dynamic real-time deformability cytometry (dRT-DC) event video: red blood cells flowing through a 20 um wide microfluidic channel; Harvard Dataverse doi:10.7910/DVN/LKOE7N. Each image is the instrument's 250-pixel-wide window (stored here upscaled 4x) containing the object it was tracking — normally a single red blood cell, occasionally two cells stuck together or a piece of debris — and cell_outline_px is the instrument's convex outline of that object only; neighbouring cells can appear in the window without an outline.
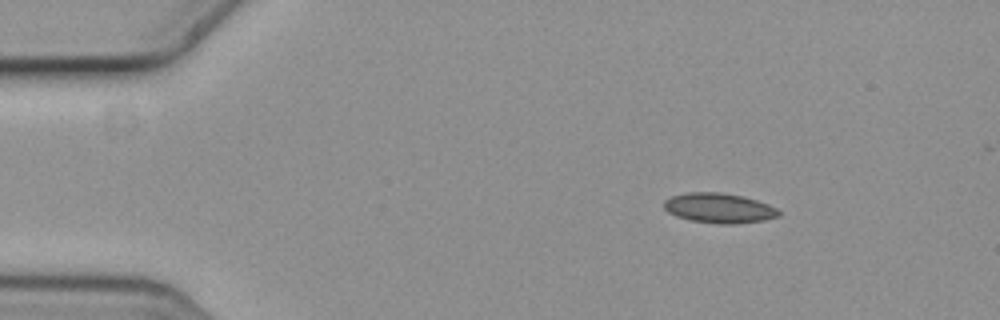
{"species": "common noctule bat (a hibernating species)", "species_latin": "Nyctalus noctula", "temperature_condition": "cold", "stored_images_in_passage": 5, "segment_of_instrument_passage": [1, 2], "camera_frame_rate_fps": 3000, "um_per_image_px": 0.085, "animal": {"sex": "female", "body_mass_g": 19.3, "forearm_length_mm": 54.1}, "frame": {"image": 1, "passage_image": 2, "time_ms": 0.333, "image_size_px": [1000, 320], "cell_outline_px": [[780, 216], [764, 220], [736, 224], [716, 224], [688, 220], [676, 216], [668, 212], [664, 208], [664, 200], [672, 196], [688, 192], [720, 192], [740, 196], [756, 200], [768, 204], [776, 208], [780, 212]], "centroid_in_image_um": [61.1, 17.7], "position_along_channel_um": 23.9, "area_um2": 20.06}}